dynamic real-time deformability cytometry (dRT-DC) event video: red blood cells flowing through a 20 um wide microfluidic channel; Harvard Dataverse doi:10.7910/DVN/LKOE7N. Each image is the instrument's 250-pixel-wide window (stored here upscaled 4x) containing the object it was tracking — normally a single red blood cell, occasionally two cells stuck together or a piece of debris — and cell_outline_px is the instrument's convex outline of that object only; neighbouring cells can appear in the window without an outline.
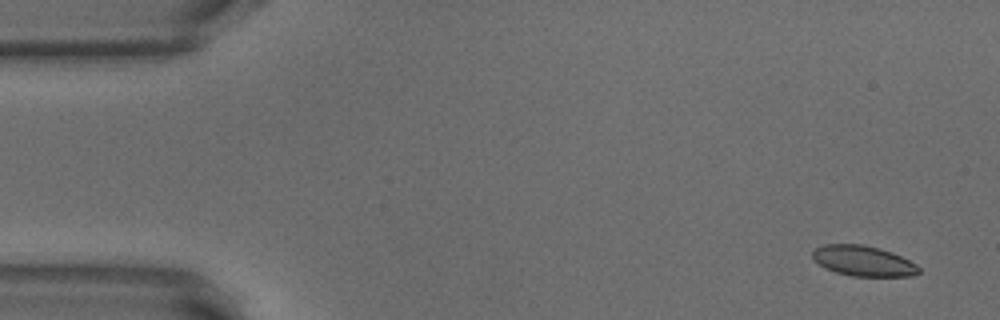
{"species": "common noctule bat (a hibernating species)", "species_latin": "Nyctalus noctula", "temperature_condition": "warm", "stored_images_in_passage": 52, "camera_frame_rate_fps": 3000, "um_per_image_px": 0.085, "animal": {"sex": "male", "body_mass_g": 18.8}, "frame": {"image": 1, "passage_image": 3, "time_ms": 0.667, "image_size_px": [1000, 320], "cell_outline_px": [[920, 272], [912, 276], [852, 276], [836, 272], [824, 268], [812, 256], [812, 252], [816, 248], [824, 244], [864, 244], [880, 248], [892, 252], [916, 264], [920, 268]], "centroid_in_image_um": [73.39, 22.17], "position_along_channel_um": 11.6, "area_um2": 18.79}}
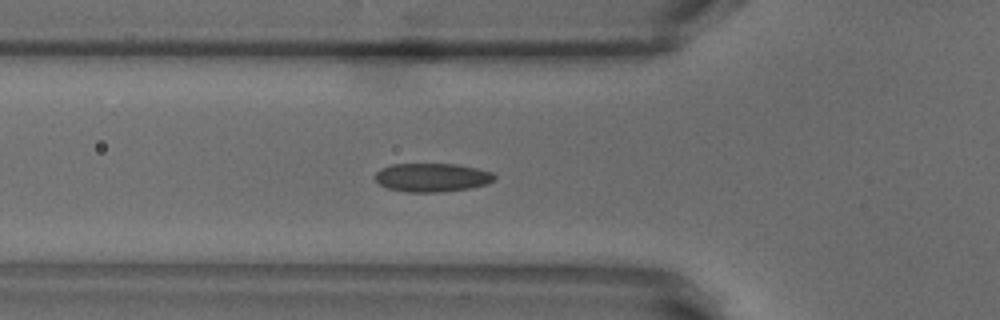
{"frame": {"image": 2, "passage_image": 18, "time_ms": 5.667, "image_size_px": [1000, 320], "cell_outline_px": [[496, 176], [488, 184], [468, 188], [440, 192], [408, 192], [388, 188], [380, 184], [376, 180], [376, 172], [380, 168], [392, 164], [456, 164], [476, 168], [492, 172]], "centroid_in_image_um": [36.72, 15.08], "position_along_channel_um": 89.1, "area_um2": 19.77}}
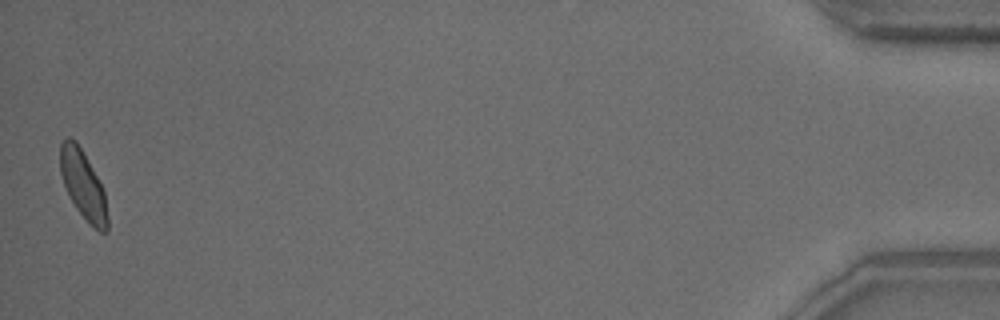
{"frame": {"image": 3, "passage_image": 52, "time_ms": 17.0, "image_size_px": [1000, 320], "cell_outline_px": [[108, 232], [100, 232], [92, 228], [88, 224], [76, 208], [68, 196], [60, 172], [60, 144], [68, 136], [72, 136], [76, 140], [104, 188], [108, 216]], "centroid_in_image_um": [7.08, 15.75], "position_along_channel_um": 428.1, "area_um2": 19.25}, "authors_computed_cell_mechanics": {"area_um2": 19.363, "velocity_mm_per_s": 3.8256, "shape_relaxation_time_tau1_ms": 3.4706, "shape_relaxation_time_tau2_ms": 0.9418, "deformation_change_tau1": 0.1042, "deformation_change_tau2": 0.0572}}